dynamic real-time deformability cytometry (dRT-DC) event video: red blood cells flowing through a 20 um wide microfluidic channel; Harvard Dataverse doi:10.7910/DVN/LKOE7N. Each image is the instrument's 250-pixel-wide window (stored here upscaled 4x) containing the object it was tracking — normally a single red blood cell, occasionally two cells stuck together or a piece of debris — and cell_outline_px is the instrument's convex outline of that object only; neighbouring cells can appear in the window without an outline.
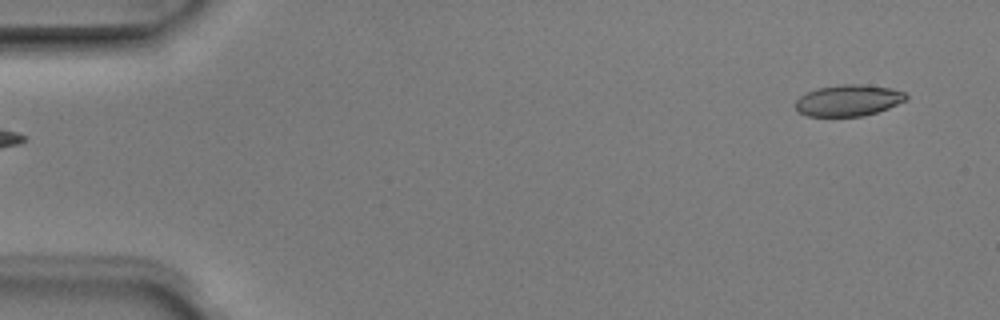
{"species": "Egyptian fruit bat (a non-hibernating species)", "species_latin": "Rousettus aegyptiacus", "temperature_condition": "room temperature", "stored_images_in_passage": 7, "camera_frame_rate_fps": 3000, "um_per_image_px": 0.085, "animal": {"sex": "male"}, "frame": {"image": 1, "passage_image": 1, "time_ms": 0.0, "image_size_px": [1000, 320], "cell_outline_px": [[908, 100], [888, 108], [864, 116], [808, 116], [800, 112], [796, 108], [796, 100], [800, 96], [816, 88], [844, 84], [860, 84], [892, 88], [904, 92], [908, 96]], "centroid_in_image_um": [72.15, 8.53], "position_along_channel_um": 12.9, "area_um2": 20.17}}
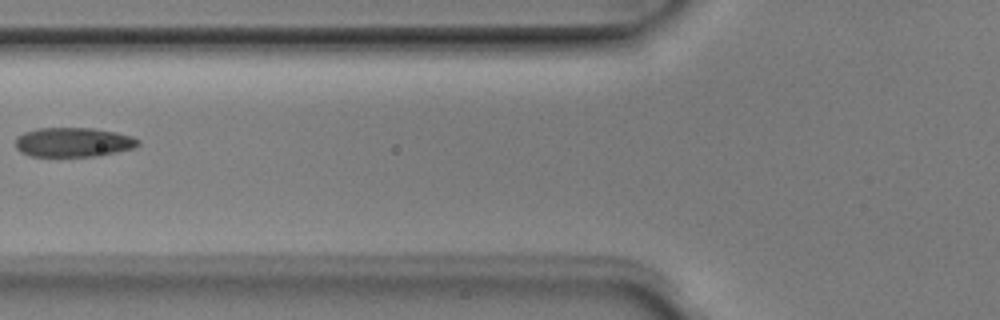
{"frame": {"image": 2, "passage_image": 6, "time_ms": 1.667, "image_size_px": [1000, 320], "cell_outline_px": [[140, 144], [136, 148], [96, 156], [28, 156], [20, 152], [16, 148], [16, 136], [24, 132], [36, 128], [92, 128], [116, 132], [132, 136], [140, 140]], "centroid_in_image_um": [6.23, 12.09], "position_along_channel_um": 119.6, "area_um2": 21.21}}
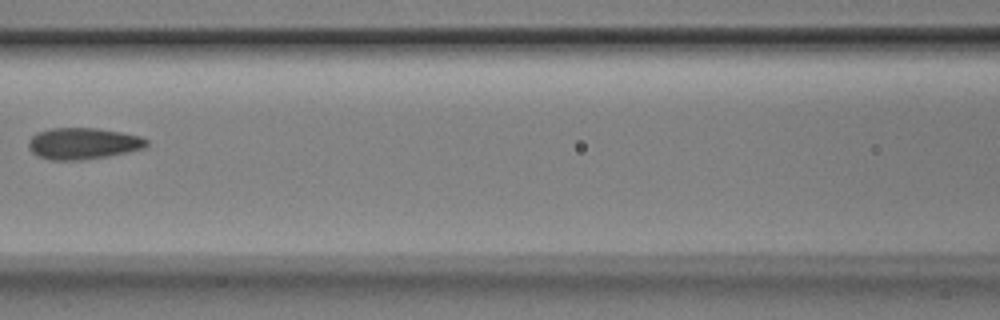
{"frame": {"image": 3, "passage_image": 7, "time_ms": 2.0, "image_size_px": [1000, 320], "cell_outline_px": [[148, 144], [144, 148], [128, 152], [108, 156], [80, 160], [48, 160], [36, 156], [28, 148], [28, 140], [36, 132], [52, 128], [96, 128], [120, 132], [140, 136], [148, 140]], "centroid_in_image_um": [7.02, 12.2], "position_along_channel_um": 159.6, "area_um2": 21.79}}